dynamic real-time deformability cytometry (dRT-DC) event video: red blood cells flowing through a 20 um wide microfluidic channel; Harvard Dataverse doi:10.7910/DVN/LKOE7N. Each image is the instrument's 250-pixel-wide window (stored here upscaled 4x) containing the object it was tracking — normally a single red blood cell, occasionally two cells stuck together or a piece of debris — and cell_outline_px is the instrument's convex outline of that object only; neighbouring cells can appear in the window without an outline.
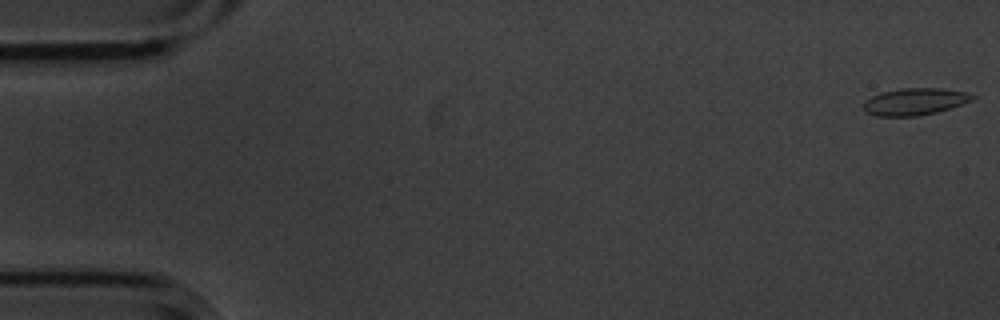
{"species": "common noctule bat (a hibernating species)", "species_latin": "Nyctalus noctula", "temperature_condition": "cold", "stored_images_in_passage": 55, "camera_frame_rate_fps": 3000, "um_per_image_px": 0.085, "animal": {"sex": "male", "body_mass_g": 20.1, "forearm_length_mm": 53.5}, "frame": {"image": 1, "passage_image": 1, "time_ms": 0.0, "image_size_px": [1000, 320], "cell_outline_px": [[976, 96], [972, 100], [936, 112], [916, 116], [876, 116], [868, 112], [864, 108], [864, 100], [880, 92], [900, 88], [940, 88], [968, 92]], "centroid_in_image_um": [77.74, 8.62], "position_along_channel_um": 7.3, "area_um2": 16.99}}
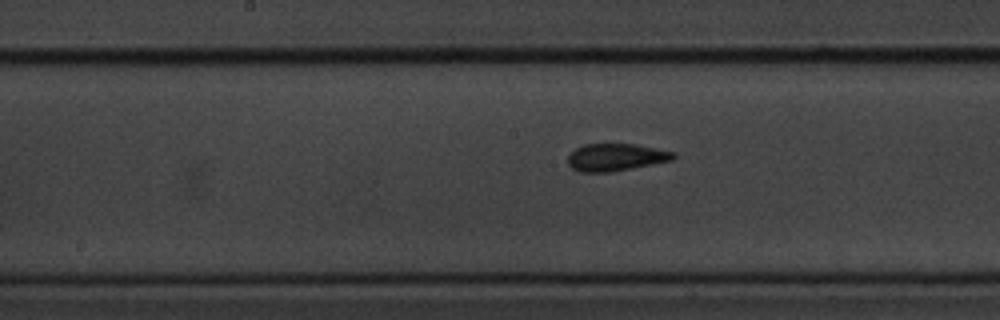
{"frame": {"image": 2, "passage_image": 28, "time_ms": 9.0, "image_size_px": [1000, 320], "cell_outline_px": [[676, 156], [672, 160], [612, 172], [580, 172], [572, 168], [568, 164], [568, 156], [576, 148], [584, 144], [632, 144], [676, 152]], "centroid_in_image_um": [52.33, 13.37], "position_along_channel_um": 195.9, "area_um2": 16.7}}
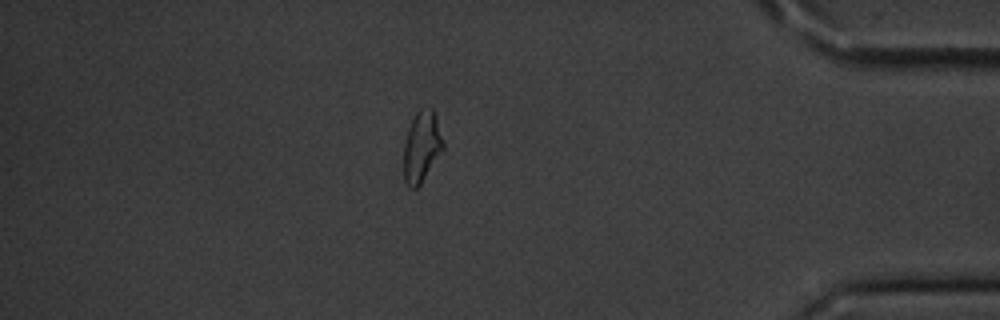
{"frame": {"image": 3, "passage_image": 48, "time_ms": 15.667, "image_size_px": [1000, 320], "cell_outline_px": [[444, 148], [420, 184], [416, 188], [408, 188], [404, 180], [404, 144], [408, 128], [416, 112], [420, 108], [432, 108], [436, 116], [444, 144]], "centroid_in_image_um": [35.83, 12.46], "position_along_channel_um": 399.4, "area_um2": 16.18}, "authors_computed_cell_mechanics": {"area_um2": 16.5308, "velocity_mm_per_s": 3.6084, "shape_relaxation_time_tau1_ms": null, "shape_relaxation_time_tau2_ms": 1.7867, "deformation_change_tau1": null, "deformation_change_tau2": 0.0778}}